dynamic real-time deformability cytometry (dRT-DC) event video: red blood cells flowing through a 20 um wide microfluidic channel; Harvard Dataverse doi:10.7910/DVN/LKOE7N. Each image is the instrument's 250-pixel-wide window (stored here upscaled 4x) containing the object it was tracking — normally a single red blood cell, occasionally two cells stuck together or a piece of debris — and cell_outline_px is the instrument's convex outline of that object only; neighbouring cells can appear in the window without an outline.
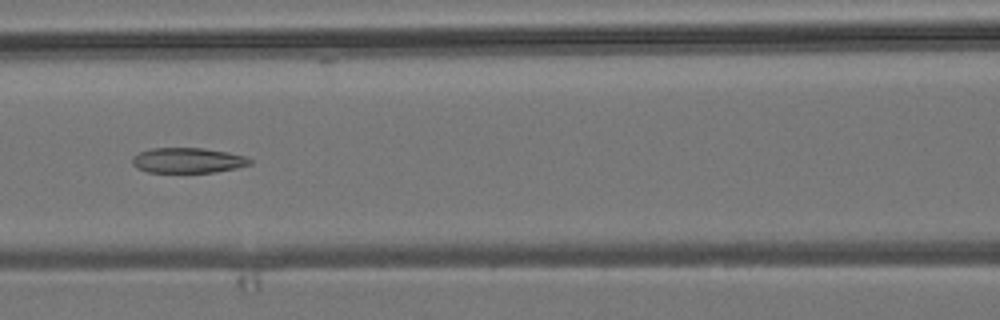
{"species": "common noctule bat (a hibernating species)", "species_latin": "Nyctalus noctula", "temperature_condition": "room temperature", "stored_images_in_passage": 7, "segment_of_instrument_passage": [1, 2], "camera_frame_rate_fps": 3000, "um_per_image_px": 0.085, "animal": {"sex": "male", "body_mass_g": 19.2, "forearm_length_mm": 51.8}, "frame": {"image": 1, "passage_image": 6, "time_ms": 5.667, "image_size_px": [1000, 320], "cell_outline_px": [[252, 164], [236, 168], [216, 172], [148, 172], [136, 168], [132, 164], [132, 156], [140, 152], [152, 148], [204, 148], [228, 152], [244, 156], [252, 160]], "centroid_in_image_um": [15.96, 13.63], "position_along_channel_um": 150.6, "area_um2": 17.34}}